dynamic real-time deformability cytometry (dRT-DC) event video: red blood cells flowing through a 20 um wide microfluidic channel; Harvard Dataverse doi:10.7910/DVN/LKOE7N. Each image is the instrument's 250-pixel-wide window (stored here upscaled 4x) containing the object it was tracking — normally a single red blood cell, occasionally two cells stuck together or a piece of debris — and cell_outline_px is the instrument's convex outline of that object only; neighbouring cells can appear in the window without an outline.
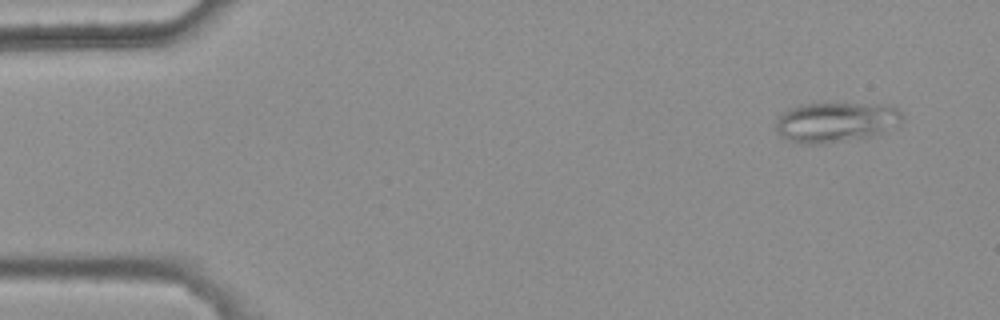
{"species": "common noctule bat (a hibernating species)", "species_latin": "Nyctalus noctula", "temperature_condition": "warm", "stored_images_in_passage": 6, "camera_frame_rate_fps": 3000, "um_per_image_px": 0.085, "animal": {"sex": "female", "body_mass_g": 25.1}, "frame": {"image": 1, "passage_image": 1, "time_ms": 0.0, "image_size_px": [1000, 320], "cell_outline_px": [[904, 120], [872, 136], [824, 144], [804, 144], [784, 140], [776, 132], [776, 120], [788, 108], [800, 104], [888, 104], [900, 108], [904, 116]], "centroid_in_image_um": [71.02, 10.38], "position_along_channel_um": 14.0, "area_um2": 29.71}}